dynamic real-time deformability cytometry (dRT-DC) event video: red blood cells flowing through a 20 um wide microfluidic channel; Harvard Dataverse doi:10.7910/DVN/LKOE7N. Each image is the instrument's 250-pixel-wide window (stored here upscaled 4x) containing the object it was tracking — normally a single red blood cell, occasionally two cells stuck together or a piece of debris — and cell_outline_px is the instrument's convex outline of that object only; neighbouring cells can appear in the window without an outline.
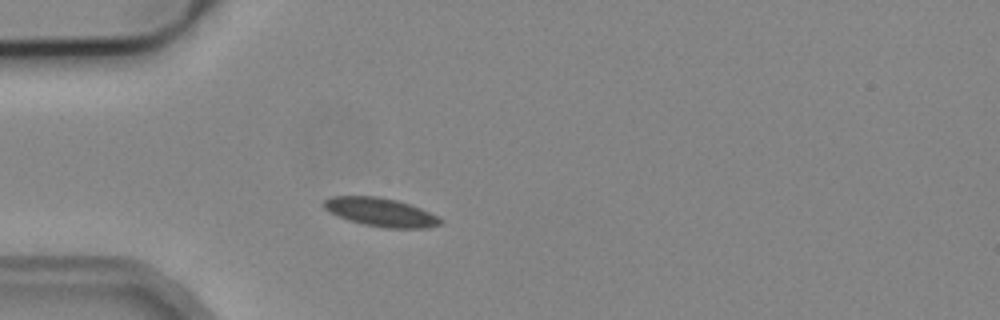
{"species": "common noctule bat (a hibernating species)", "species_latin": "Nyctalus noctula", "temperature_condition": "cold", "stored_images_in_passage": 1, "camera_frame_rate_fps": 3000, "um_per_image_px": 0.085, "animal": {"sex": "male", "body_mass_g": 19.2, "forearm_length_mm": 51.8}, "frame": {"image": 1, "passage_image": 1, "time_ms": 0.0, "image_size_px": [1000, 320], "cell_outline_px": [[444, 224], [428, 228], [384, 228], [364, 224], [348, 220], [328, 212], [324, 208], [324, 200], [332, 196], [376, 196], [396, 200], [420, 208], [444, 220]], "centroid_in_image_um": [32.37, 18.05], "position_along_channel_um": 52.6, "area_um2": 19.36}}